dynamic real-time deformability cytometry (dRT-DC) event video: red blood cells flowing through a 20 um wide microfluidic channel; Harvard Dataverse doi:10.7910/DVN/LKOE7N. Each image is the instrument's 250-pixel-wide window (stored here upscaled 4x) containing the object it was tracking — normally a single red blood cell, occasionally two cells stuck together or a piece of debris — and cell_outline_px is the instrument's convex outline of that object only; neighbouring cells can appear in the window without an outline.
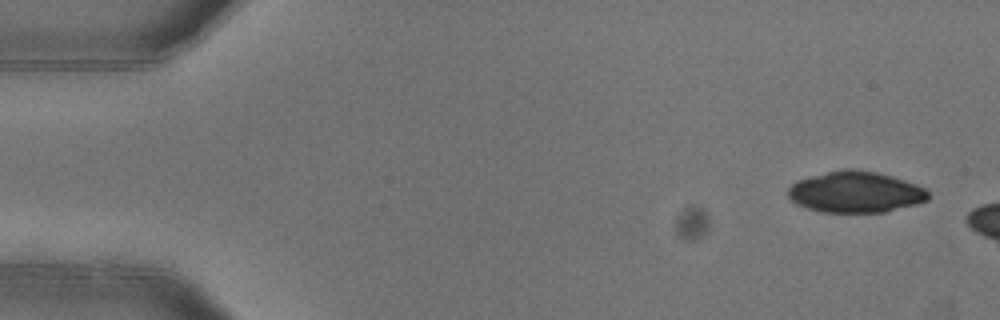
{"species": "common noctule bat (a hibernating species)", "species_latin": "Nyctalus noctula", "temperature_condition": "warm", "stored_images_in_passage": 3, "camera_frame_rate_fps": 3000, "um_per_image_px": 0.085, "animal": {"sex": "female"}, "frame": {"image": 1, "passage_image": 1, "time_ms": 0.0, "image_size_px": [1000, 320], "cell_outline_px": [[928, 200], [916, 204], [884, 212], [824, 212], [808, 208], [796, 204], [788, 196], [788, 188], [796, 180], [844, 168], [856, 168], [876, 172], [892, 176], [916, 184], [924, 188], [928, 192]], "centroid_in_image_um": [72.71, 16.31], "position_along_channel_um": 12.3, "area_um2": 33.52}}